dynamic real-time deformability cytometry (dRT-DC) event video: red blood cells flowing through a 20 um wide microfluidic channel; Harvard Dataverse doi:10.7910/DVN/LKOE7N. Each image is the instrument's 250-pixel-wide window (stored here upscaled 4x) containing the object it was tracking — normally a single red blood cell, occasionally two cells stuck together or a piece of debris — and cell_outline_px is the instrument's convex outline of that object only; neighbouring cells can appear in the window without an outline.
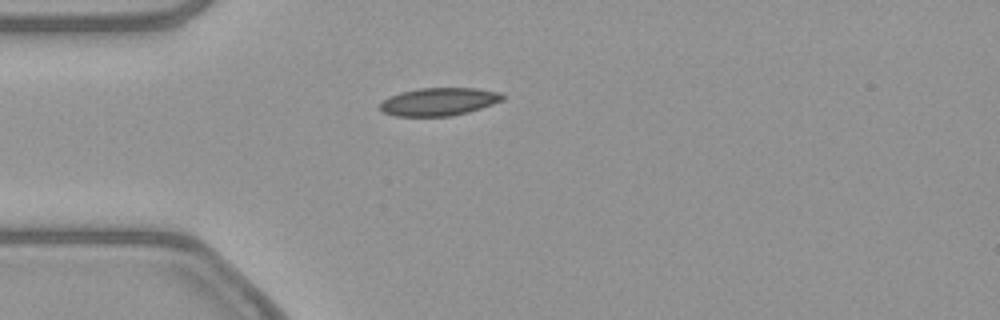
{"species": "common noctule bat (a hibernating species)", "species_latin": "Nyctalus noctula", "temperature_condition": "warm", "stored_images_in_passage": 41, "camera_frame_rate_fps": 3000, "um_per_image_px": 0.085, "animal": {"sex": "female", "body_mass_g": 21.9}, "frame": {"image": 1, "passage_image": 1, "time_ms": 0.0, "image_size_px": [1000, 320], "cell_outline_px": [[504, 100], [468, 112], [452, 116], [396, 116], [384, 112], [380, 108], [380, 104], [388, 96], [400, 92], [420, 88], [476, 88], [500, 92], [504, 96]], "centroid_in_image_um": [37.31, 8.64], "position_along_channel_um": 47.7, "area_um2": 19.88}}
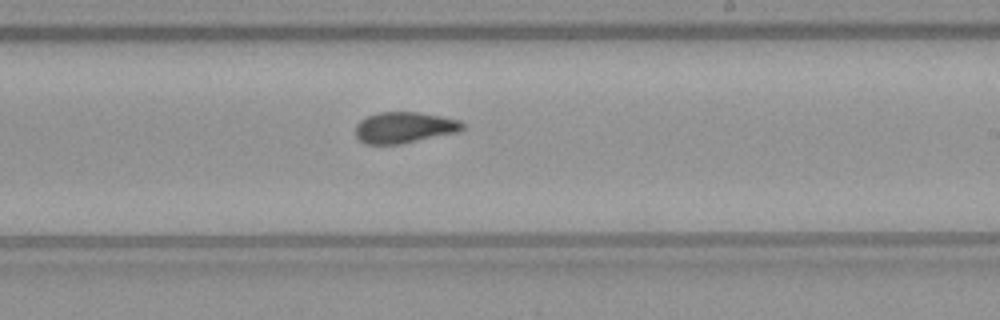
{"frame": {"image": 2, "passage_image": 18, "time_ms": 5.667, "image_size_px": [1000, 320], "cell_outline_px": [[468, 124], [460, 132], [404, 144], [364, 144], [356, 136], [356, 124], [360, 120], [376, 112], [416, 112], [440, 116], [460, 120]], "centroid_in_image_um": [34.41, 10.85], "position_along_channel_um": 254.6, "area_um2": 19.77}}
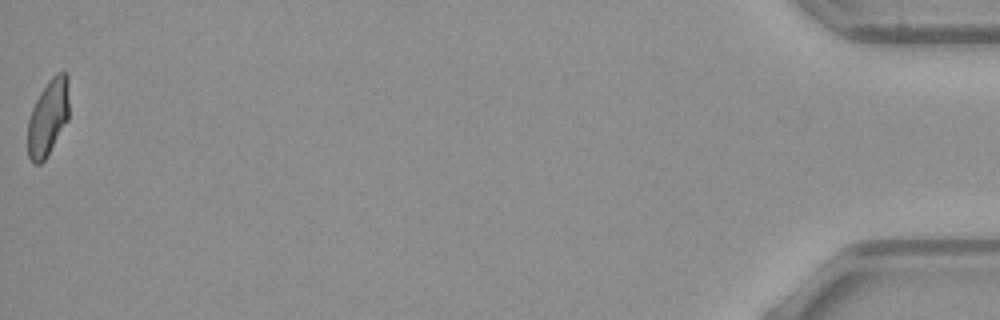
{"frame": {"image": 3, "passage_image": 40, "time_ms": 13.0, "image_size_px": [1000, 320], "cell_outline_px": [[68, 120], [44, 160], [40, 164], [32, 164], [28, 156], [28, 120], [32, 108], [40, 92], [48, 80], [56, 72], [64, 72], [68, 76]], "centroid_in_image_um": [4.08, 9.97], "position_along_channel_um": 431.1, "area_um2": 18.32}}